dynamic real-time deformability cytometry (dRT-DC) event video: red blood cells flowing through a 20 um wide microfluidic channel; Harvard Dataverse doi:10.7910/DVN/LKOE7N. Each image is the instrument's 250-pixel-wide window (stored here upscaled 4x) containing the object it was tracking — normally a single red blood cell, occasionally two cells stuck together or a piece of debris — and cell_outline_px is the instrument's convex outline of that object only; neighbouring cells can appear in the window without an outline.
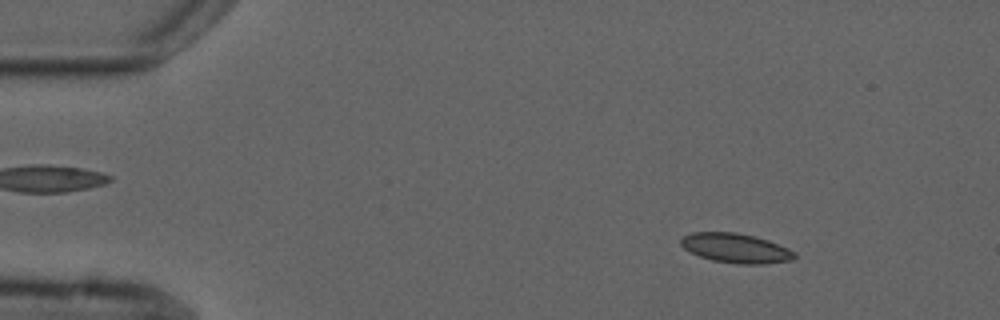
{"species": "common noctule bat (a hibernating species)", "species_latin": "Nyctalus noctula", "temperature_condition": "cold", "stored_images_in_passage": 8, "camera_frame_rate_fps": 3000, "um_per_image_px": 0.085, "animal": {"sex": "male", "forearm_length_mm": 52.5}, "frame": {"image": 1, "passage_image": 2, "time_ms": 1.333, "image_size_px": [1000, 320], "cell_outline_px": [[796, 256], [792, 260], [764, 264], [736, 264], [712, 260], [700, 256], [684, 248], [680, 244], [680, 240], [684, 236], [692, 232], [736, 232], [768, 240], [788, 248], [796, 252]], "centroid_in_image_um": [62.55, 21.09], "position_along_channel_um": 22.4, "area_um2": 19.48}}
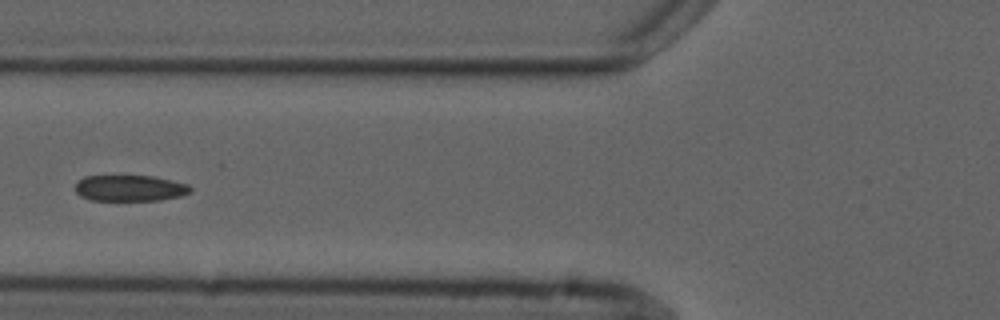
{"frame": {"image": 2, "passage_image": 6, "time_ms": 6.0, "image_size_px": [1000, 320], "cell_outline_px": [[192, 192], [180, 196], [160, 200], [92, 200], [80, 196], [76, 192], [76, 184], [84, 176], [152, 176], [172, 180], [188, 184], [192, 188]], "centroid_in_image_um": [11.07, 15.99], "position_along_channel_um": 114.7, "area_um2": 17.46}}
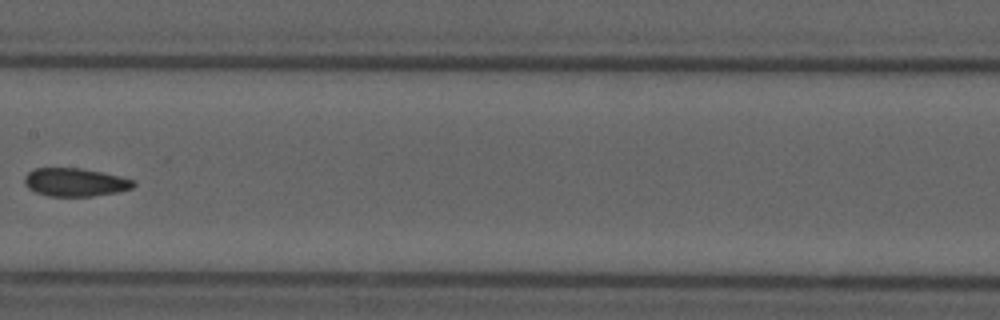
{"frame": {"image": 3, "passage_image": 8, "time_ms": 8.333, "image_size_px": [1000, 320], "cell_outline_px": [[136, 184], [132, 188], [116, 192], [92, 196], [48, 196], [36, 192], [28, 188], [24, 184], [24, 176], [28, 172], [36, 168], [80, 168], [120, 176], [132, 180]], "centroid_in_image_um": [6.35, 15.49], "position_along_channel_um": 201.1, "area_um2": 17.8}}